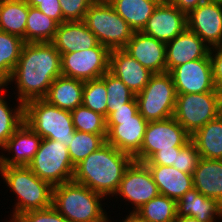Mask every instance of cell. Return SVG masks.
<instances>
[{"label":"cell","mask_w":222,"mask_h":222,"mask_svg":"<svg viewBox=\"0 0 222 222\" xmlns=\"http://www.w3.org/2000/svg\"><path fill=\"white\" fill-rule=\"evenodd\" d=\"M60 75L61 54L51 42L24 43L18 63L4 86L15 84L16 101L25 105L32 100L44 99Z\"/></svg>","instance_id":"obj_1"},{"label":"cell","mask_w":222,"mask_h":222,"mask_svg":"<svg viewBox=\"0 0 222 222\" xmlns=\"http://www.w3.org/2000/svg\"><path fill=\"white\" fill-rule=\"evenodd\" d=\"M133 157L105 142L75 166L73 181L83 184L106 199L114 196Z\"/></svg>","instance_id":"obj_2"},{"label":"cell","mask_w":222,"mask_h":222,"mask_svg":"<svg viewBox=\"0 0 222 222\" xmlns=\"http://www.w3.org/2000/svg\"><path fill=\"white\" fill-rule=\"evenodd\" d=\"M103 199V200H102ZM105 197L73 180L54 186L52 206L68 222H112Z\"/></svg>","instance_id":"obj_3"},{"label":"cell","mask_w":222,"mask_h":222,"mask_svg":"<svg viewBox=\"0 0 222 222\" xmlns=\"http://www.w3.org/2000/svg\"><path fill=\"white\" fill-rule=\"evenodd\" d=\"M0 176L6 187L16 195V201L9 222L19 215L42 210L52 206L53 187L34 174L28 166H0Z\"/></svg>","instance_id":"obj_4"},{"label":"cell","mask_w":222,"mask_h":222,"mask_svg":"<svg viewBox=\"0 0 222 222\" xmlns=\"http://www.w3.org/2000/svg\"><path fill=\"white\" fill-rule=\"evenodd\" d=\"M24 121L42 139L57 140L67 148L71 144L75 132L71 111L36 99L24 105Z\"/></svg>","instance_id":"obj_5"},{"label":"cell","mask_w":222,"mask_h":222,"mask_svg":"<svg viewBox=\"0 0 222 222\" xmlns=\"http://www.w3.org/2000/svg\"><path fill=\"white\" fill-rule=\"evenodd\" d=\"M83 21L98 42L109 50L123 49L134 33L108 0H96L88 8Z\"/></svg>","instance_id":"obj_6"},{"label":"cell","mask_w":222,"mask_h":222,"mask_svg":"<svg viewBox=\"0 0 222 222\" xmlns=\"http://www.w3.org/2000/svg\"><path fill=\"white\" fill-rule=\"evenodd\" d=\"M177 92L169 72L154 73L145 88L136 94L139 113L147 122L173 117Z\"/></svg>","instance_id":"obj_7"},{"label":"cell","mask_w":222,"mask_h":222,"mask_svg":"<svg viewBox=\"0 0 222 222\" xmlns=\"http://www.w3.org/2000/svg\"><path fill=\"white\" fill-rule=\"evenodd\" d=\"M221 113L222 94L212 91L177 94L173 117L192 135Z\"/></svg>","instance_id":"obj_8"},{"label":"cell","mask_w":222,"mask_h":222,"mask_svg":"<svg viewBox=\"0 0 222 222\" xmlns=\"http://www.w3.org/2000/svg\"><path fill=\"white\" fill-rule=\"evenodd\" d=\"M28 167L52 187L73 179L74 169L66 145L57 140L42 139Z\"/></svg>","instance_id":"obj_9"},{"label":"cell","mask_w":222,"mask_h":222,"mask_svg":"<svg viewBox=\"0 0 222 222\" xmlns=\"http://www.w3.org/2000/svg\"><path fill=\"white\" fill-rule=\"evenodd\" d=\"M191 140V135L174 118L147 123L140 151L133 157L134 161L146 162L160 150L184 146Z\"/></svg>","instance_id":"obj_10"},{"label":"cell","mask_w":222,"mask_h":222,"mask_svg":"<svg viewBox=\"0 0 222 222\" xmlns=\"http://www.w3.org/2000/svg\"><path fill=\"white\" fill-rule=\"evenodd\" d=\"M110 50L98 44L96 47L61 54V73L83 82L102 77L109 71Z\"/></svg>","instance_id":"obj_11"},{"label":"cell","mask_w":222,"mask_h":222,"mask_svg":"<svg viewBox=\"0 0 222 222\" xmlns=\"http://www.w3.org/2000/svg\"><path fill=\"white\" fill-rule=\"evenodd\" d=\"M158 194L157 185L148 166L145 163L133 160L126 168L113 197L117 199L124 198V202L127 201L133 206L131 212H136L142 205L155 198Z\"/></svg>","instance_id":"obj_12"},{"label":"cell","mask_w":222,"mask_h":222,"mask_svg":"<svg viewBox=\"0 0 222 222\" xmlns=\"http://www.w3.org/2000/svg\"><path fill=\"white\" fill-rule=\"evenodd\" d=\"M177 94L218 91L213 81L210 58H201L181 64L170 72Z\"/></svg>","instance_id":"obj_13"},{"label":"cell","mask_w":222,"mask_h":222,"mask_svg":"<svg viewBox=\"0 0 222 222\" xmlns=\"http://www.w3.org/2000/svg\"><path fill=\"white\" fill-rule=\"evenodd\" d=\"M147 123L139 112L131 118L106 119V142L134 157L141 149Z\"/></svg>","instance_id":"obj_14"},{"label":"cell","mask_w":222,"mask_h":222,"mask_svg":"<svg viewBox=\"0 0 222 222\" xmlns=\"http://www.w3.org/2000/svg\"><path fill=\"white\" fill-rule=\"evenodd\" d=\"M187 28L210 48L222 45V2L208 0L187 14Z\"/></svg>","instance_id":"obj_15"},{"label":"cell","mask_w":222,"mask_h":222,"mask_svg":"<svg viewBox=\"0 0 222 222\" xmlns=\"http://www.w3.org/2000/svg\"><path fill=\"white\" fill-rule=\"evenodd\" d=\"M187 28V15L172 5L168 0H162L154 9L142 32L146 35L167 43Z\"/></svg>","instance_id":"obj_16"},{"label":"cell","mask_w":222,"mask_h":222,"mask_svg":"<svg viewBox=\"0 0 222 222\" xmlns=\"http://www.w3.org/2000/svg\"><path fill=\"white\" fill-rule=\"evenodd\" d=\"M42 137L24 121L0 148V166H28L39 149ZM4 154V155H3ZM12 156L8 157L7 155Z\"/></svg>","instance_id":"obj_17"},{"label":"cell","mask_w":222,"mask_h":222,"mask_svg":"<svg viewBox=\"0 0 222 222\" xmlns=\"http://www.w3.org/2000/svg\"><path fill=\"white\" fill-rule=\"evenodd\" d=\"M123 50L151 72H166V43L142 31H134Z\"/></svg>","instance_id":"obj_18"},{"label":"cell","mask_w":222,"mask_h":222,"mask_svg":"<svg viewBox=\"0 0 222 222\" xmlns=\"http://www.w3.org/2000/svg\"><path fill=\"white\" fill-rule=\"evenodd\" d=\"M209 51L210 47L197 34L186 28L166 43V72L189 61L210 58Z\"/></svg>","instance_id":"obj_19"},{"label":"cell","mask_w":222,"mask_h":222,"mask_svg":"<svg viewBox=\"0 0 222 222\" xmlns=\"http://www.w3.org/2000/svg\"><path fill=\"white\" fill-rule=\"evenodd\" d=\"M109 72L135 94L141 92L154 74L123 49L110 50Z\"/></svg>","instance_id":"obj_20"},{"label":"cell","mask_w":222,"mask_h":222,"mask_svg":"<svg viewBox=\"0 0 222 222\" xmlns=\"http://www.w3.org/2000/svg\"><path fill=\"white\" fill-rule=\"evenodd\" d=\"M60 54L96 47V35L84 21H65L58 25L51 42Z\"/></svg>","instance_id":"obj_21"},{"label":"cell","mask_w":222,"mask_h":222,"mask_svg":"<svg viewBox=\"0 0 222 222\" xmlns=\"http://www.w3.org/2000/svg\"><path fill=\"white\" fill-rule=\"evenodd\" d=\"M177 216H190L199 222H216L222 219V204L206 197L195 188L176 201Z\"/></svg>","instance_id":"obj_22"},{"label":"cell","mask_w":222,"mask_h":222,"mask_svg":"<svg viewBox=\"0 0 222 222\" xmlns=\"http://www.w3.org/2000/svg\"><path fill=\"white\" fill-rule=\"evenodd\" d=\"M159 194H163L174 200H179L187 191L193 187V174H187L164 165H147Z\"/></svg>","instance_id":"obj_23"},{"label":"cell","mask_w":222,"mask_h":222,"mask_svg":"<svg viewBox=\"0 0 222 222\" xmlns=\"http://www.w3.org/2000/svg\"><path fill=\"white\" fill-rule=\"evenodd\" d=\"M193 187L222 204V160L200 158L193 172Z\"/></svg>","instance_id":"obj_24"},{"label":"cell","mask_w":222,"mask_h":222,"mask_svg":"<svg viewBox=\"0 0 222 222\" xmlns=\"http://www.w3.org/2000/svg\"><path fill=\"white\" fill-rule=\"evenodd\" d=\"M84 82L64 75L58 76L44 100L63 110L72 111L82 105Z\"/></svg>","instance_id":"obj_25"},{"label":"cell","mask_w":222,"mask_h":222,"mask_svg":"<svg viewBox=\"0 0 222 222\" xmlns=\"http://www.w3.org/2000/svg\"><path fill=\"white\" fill-rule=\"evenodd\" d=\"M200 157L222 160V113L191 135Z\"/></svg>","instance_id":"obj_26"},{"label":"cell","mask_w":222,"mask_h":222,"mask_svg":"<svg viewBox=\"0 0 222 222\" xmlns=\"http://www.w3.org/2000/svg\"><path fill=\"white\" fill-rule=\"evenodd\" d=\"M162 0H108L134 31H142Z\"/></svg>","instance_id":"obj_27"},{"label":"cell","mask_w":222,"mask_h":222,"mask_svg":"<svg viewBox=\"0 0 222 222\" xmlns=\"http://www.w3.org/2000/svg\"><path fill=\"white\" fill-rule=\"evenodd\" d=\"M27 16L26 0H0V31L17 35L25 42Z\"/></svg>","instance_id":"obj_28"},{"label":"cell","mask_w":222,"mask_h":222,"mask_svg":"<svg viewBox=\"0 0 222 222\" xmlns=\"http://www.w3.org/2000/svg\"><path fill=\"white\" fill-rule=\"evenodd\" d=\"M58 25L55 20L28 5L25 43L52 42Z\"/></svg>","instance_id":"obj_29"},{"label":"cell","mask_w":222,"mask_h":222,"mask_svg":"<svg viewBox=\"0 0 222 222\" xmlns=\"http://www.w3.org/2000/svg\"><path fill=\"white\" fill-rule=\"evenodd\" d=\"M7 88L0 86V148L24 122V104L18 100L16 106L11 105L5 97Z\"/></svg>","instance_id":"obj_30"},{"label":"cell","mask_w":222,"mask_h":222,"mask_svg":"<svg viewBox=\"0 0 222 222\" xmlns=\"http://www.w3.org/2000/svg\"><path fill=\"white\" fill-rule=\"evenodd\" d=\"M24 40L0 31V85H5L18 63Z\"/></svg>","instance_id":"obj_31"},{"label":"cell","mask_w":222,"mask_h":222,"mask_svg":"<svg viewBox=\"0 0 222 222\" xmlns=\"http://www.w3.org/2000/svg\"><path fill=\"white\" fill-rule=\"evenodd\" d=\"M135 213L143 222H174L177 217L176 200L158 194Z\"/></svg>","instance_id":"obj_32"},{"label":"cell","mask_w":222,"mask_h":222,"mask_svg":"<svg viewBox=\"0 0 222 222\" xmlns=\"http://www.w3.org/2000/svg\"><path fill=\"white\" fill-rule=\"evenodd\" d=\"M107 134H91L75 130L68 152L75 167L106 142Z\"/></svg>","instance_id":"obj_33"},{"label":"cell","mask_w":222,"mask_h":222,"mask_svg":"<svg viewBox=\"0 0 222 222\" xmlns=\"http://www.w3.org/2000/svg\"><path fill=\"white\" fill-rule=\"evenodd\" d=\"M107 91L105 74L97 79L84 82L82 105L107 118Z\"/></svg>","instance_id":"obj_34"},{"label":"cell","mask_w":222,"mask_h":222,"mask_svg":"<svg viewBox=\"0 0 222 222\" xmlns=\"http://www.w3.org/2000/svg\"><path fill=\"white\" fill-rule=\"evenodd\" d=\"M75 130L91 134H107L106 118L80 105L71 111Z\"/></svg>","instance_id":"obj_35"},{"label":"cell","mask_w":222,"mask_h":222,"mask_svg":"<svg viewBox=\"0 0 222 222\" xmlns=\"http://www.w3.org/2000/svg\"><path fill=\"white\" fill-rule=\"evenodd\" d=\"M105 84L107 108L126 107L130 100H136V94L109 71L105 73Z\"/></svg>","instance_id":"obj_36"},{"label":"cell","mask_w":222,"mask_h":222,"mask_svg":"<svg viewBox=\"0 0 222 222\" xmlns=\"http://www.w3.org/2000/svg\"><path fill=\"white\" fill-rule=\"evenodd\" d=\"M200 158L195 144L190 140L180 149L179 153H176L175 163L172 166L181 172L193 174Z\"/></svg>","instance_id":"obj_37"},{"label":"cell","mask_w":222,"mask_h":222,"mask_svg":"<svg viewBox=\"0 0 222 222\" xmlns=\"http://www.w3.org/2000/svg\"><path fill=\"white\" fill-rule=\"evenodd\" d=\"M96 0H59L63 22L83 21L88 8Z\"/></svg>","instance_id":"obj_38"},{"label":"cell","mask_w":222,"mask_h":222,"mask_svg":"<svg viewBox=\"0 0 222 222\" xmlns=\"http://www.w3.org/2000/svg\"><path fill=\"white\" fill-rule=\"evenodd\" d=\"M13 222H68L53 206L19 215Z\"/></svg>","instance_id":"obj_39"},{"label":"cell","mask_w":222,"mask_h":222,"mask_svg":"<svg viewBox=\"0 0 222 222\" xmlns=\"http://www.w3.org/2000/svg\"><path fill=\"white\" fill-rule=\"evenodd\" d=\"M209 57L215 87L222 94V45L210 48Z\"/></svg>","instance_id":"obj_40"},{"label":"cell","mask_w":222,"mask_h":222,"mask_svg":"<svg viewBox=\"0 0 222 222\" xmlns=\"http://www.w3.org/2000/svg\"><path fill=\"white\" fill-rule=\"evenodd\" d=\"M183 146H174L172 149L160 150L154 153L146 162V165L172 166L175 163L176 153H179Z\"/></svg>","instance_id":"obj_41"},{"label":"cell","mask_w":222,"mask_h":222,"mask_svg":"<svg viewBox=\"0 0 222 222\" xmlns=\"http://www.w3.org/2000/svg\"><path fill=\"white\" fill-rule=\"evenodd\" d=\"M137 100H130L126 103V107L120 108H107L106 119H125L131 118L138 113Z\"/></svg>","instance_id":"obj_42"},{"label":"cell","mask_w":222,"mask_h":222,"mask_svg":"<svg viewBox=\"0 0 222 222\" xmlns=\"http://www.w3.org/2000/svg\"><path fill=\"white\" fill-rule=\"evenodd\" d=\"M43 14L55 20L58 24L63 23V15L59 0L41 2L37 7Z\"/></svg>","instance_id":"obj_43"},{"label":"cell","mask_w":222,"mask_h":222,"mask_svg":"<svg viewBox=\"0 0 222 222\" xmlns=\"http://www.w3.org/2000/svg\"><path fill=\"white\" fill-rule=\"evenodd\" d=\"M172 5L178 8L181 12L186 15L194 10L198 5L208 0H168Z\"/></svg>","instance_id":"obj_44"},{"label":"cell","mask_w":222,"mask_h":222,"mask_svg":"<svg viewBox=\"0 0 222 222\" xmlns=\"http://www.w3.org/2000/svg\"><path fill=\"white\" fill-rule=\"evenodd\" d=\"M128 214L126 218L122 219V222H143L142 219L135 213V212H130L128 210Z\"/></svg>","instance_id":"obj_45"},{"label":"cell","mask_w":222,"mask_h":222,"mask_svg":"<svg viewBox=\"0 0 222 222\" xmlns=\"http://www.w3.org/2000/svg\"><path fill=\"white\" fill-rule=\"evenodd\" d=\"M174 222H199L196 218L190 216H177Z\"/></svg>","instance_id":"obj_46"},{"label":"cell","mask_w":222,"mask_h":222,"mask_svg":"<svg viewBox=\"0 0 222 222\" xmlns=\"http://www.w3.org/2000/svg\"><path fill=\"white\" fill-rule=\"evenodd\" d=\"M48 1H56V0H26L27 4L30 7L36 8L41 2H48Z\"/></svg>","instance_id":"obj_47"}]
</instances>
